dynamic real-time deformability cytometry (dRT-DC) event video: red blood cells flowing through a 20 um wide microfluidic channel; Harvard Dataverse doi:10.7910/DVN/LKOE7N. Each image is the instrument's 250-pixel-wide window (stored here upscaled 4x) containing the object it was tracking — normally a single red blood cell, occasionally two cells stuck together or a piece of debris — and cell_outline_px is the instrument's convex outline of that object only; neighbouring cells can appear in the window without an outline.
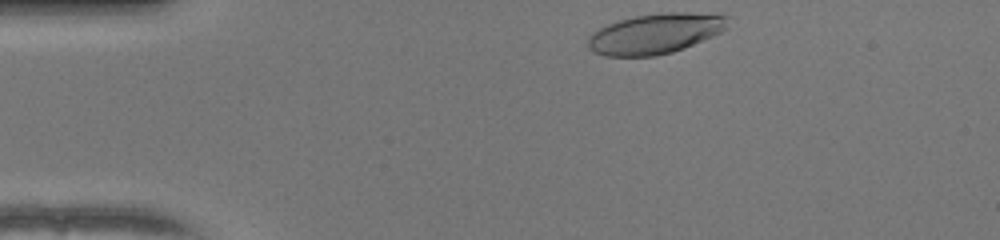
{"species": "human", "species_latin": "Homo sapiens", "temperature_condition": "warm", "stored_images_in_passage": 34, "camera_frame_rate_fps": 3000, "um_per_image_px": 0.085, "donor": {"sex": "female"}, "frame": {"image": 1, "passage_image": 1, "time_ms": 0.0, "image_size_px": [1000, 240], "cell_outline_px": [[728, 28], [712, 36], [684, 48], [672, 52], [656, 56], [604, 56], [588, 48], [588, 36], [592, 32], [616, 20], [636, 16], [668, 12], [716, 12], [728, 16]], "centroid_in_image_um": [55.74, 2.84], "position_along_channel_um": 29.3, "area_um2": 33.12}}
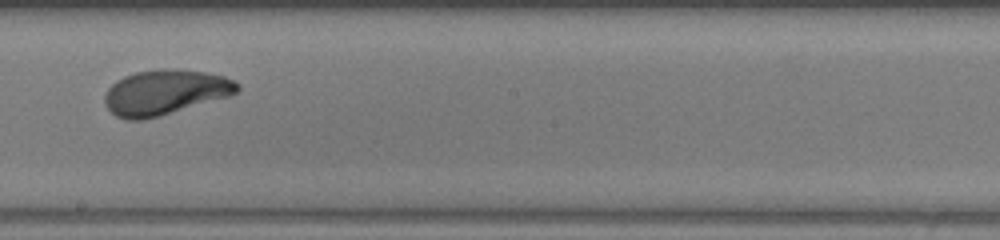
{"frame": {"image": 2, "passage_image": 21, "time_ms": 6.667, "image_size_px": [1000, 240], "cell_outline_px": [[240, 92], [228, 96], [160, 116], [144, 120], [128, 120], [116, 116], [104, 104], [104, 96], [108, 88], [116, 80], [124, 76], [136, 72], [160, 68], [176, 68], [208, 72], [224, 76], [236, 80], [240, 84]], "centroid_in_image_um": [14.05, 7.83], "position_along_channel_um": 234.1, "area_um2": 35.2}}
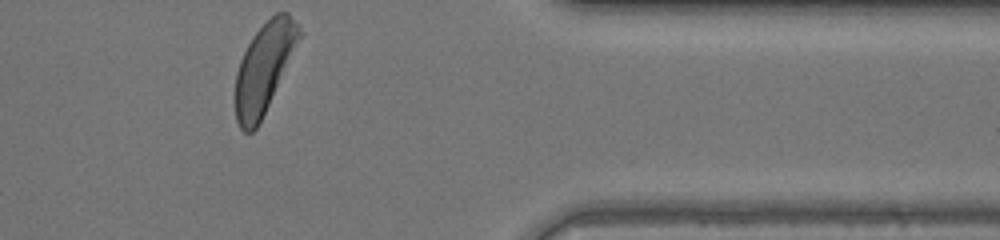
{"frame": {"image": 3, "passage_image": 34, "time_ms": 11.0, "image_size_px": [1000, 240], "cell_outline_px": [[304, 32], [256, 128], [252, 132], [244, 132], [240, 128], [236, 120], [236, 72], [240, 60], [252, 36], [276, 12], [288, 12], [300, 24]], "centroid_in_image_um": [22.47, 5.71], "position_along_channel_um": 388.9, "area_um2": 32.83}, "authors_computed_cell_mechanics": {"area_um2": 34.0442, "velocity_mm_per_s": 4.0345, "shape_relaxation_time_tau1_ms": 3.1009, "shape_relaxation_time_tau2_ms": 1.205, "deformation_change_tau1": 0.1913, "deformation_change_tau2": 0.0746}}